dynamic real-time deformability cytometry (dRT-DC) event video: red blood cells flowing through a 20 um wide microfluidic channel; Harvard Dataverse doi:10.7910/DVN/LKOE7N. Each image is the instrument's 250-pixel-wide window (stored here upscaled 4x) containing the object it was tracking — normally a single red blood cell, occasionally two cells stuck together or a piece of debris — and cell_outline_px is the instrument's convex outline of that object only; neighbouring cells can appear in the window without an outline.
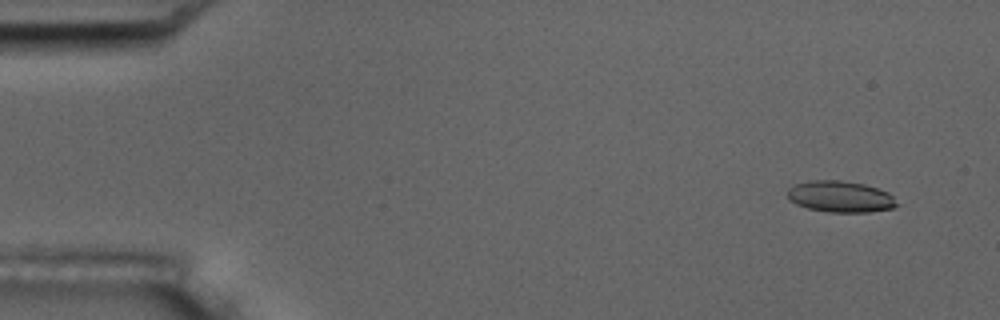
{"species": "common noctule bat (a hibernating species)", "species_latin": "Nyctalus noctula", "temperature_condition": "room temperature", "stored_images_in_passage": 5, "camera_frame_rate_fps": 3000, "um_per_image_px": 0.085, "animal": {"sex": "male", "body_mass_g": 17.5, "forearm_length_mm": 52.3}, "frame": {"image": 1, "passage_image": 1, "time_ms": 0.0, "image_size_px": [1000, 320], "cell_outline_px": [[900, 204], [892, 208], [868, 212], [828, 212], [808, 208], [796, 204], [788, 196], [788, 188], [792, 184], [812, 180], [840, 180], [864, 184], [888, 192]], "centroid_in_image_um": [71.43, 16.71], "position_along_channel_um": 13.6, "area_um2": 19.94}}